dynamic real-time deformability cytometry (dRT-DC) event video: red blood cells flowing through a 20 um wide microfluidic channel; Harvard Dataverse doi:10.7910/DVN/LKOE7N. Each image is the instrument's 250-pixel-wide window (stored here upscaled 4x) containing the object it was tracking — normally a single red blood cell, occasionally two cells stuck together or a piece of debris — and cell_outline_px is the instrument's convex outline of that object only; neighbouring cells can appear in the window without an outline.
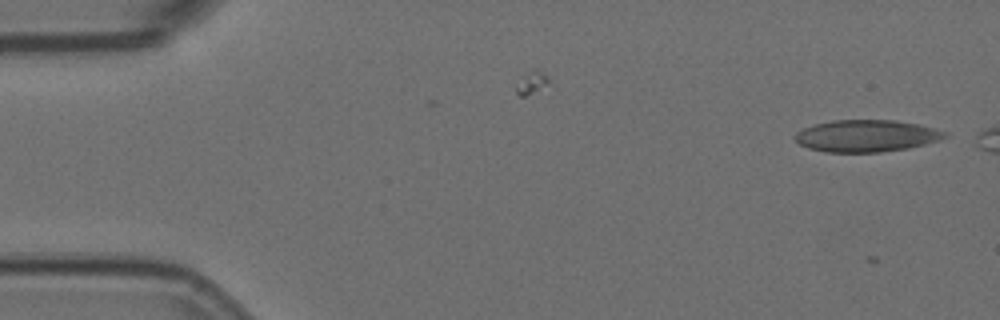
{"species": "Egyptian fruit bat (a non-hibernating species)", "species_latin": "Rousettus aegyptiacus", "temperature_condition": "room temperature", "stored_images_in_passage": 3, "camera_frame_rate_fps": 3000, "um_per_image_px": 0.085, "animal": {"sex": "female"}, "frame": {"image": 1, "passage_image": 3, "time_ms": 0.667, "image_size_px": [1000, 320], "cell_outline_px": [[948, 136], [940, 140], [908, 148], [880, 152], [824, 152], [808, 148], [800, 144], [796, 140], [796, 132], [804, 128], [816, 124], [832, 120], [896, 120], [916, 124], [948, 132]], "centroid_in_image_um": [73.65, 11.55], "position_along_channel_um": 11.3, "area_um2": 27.74}}